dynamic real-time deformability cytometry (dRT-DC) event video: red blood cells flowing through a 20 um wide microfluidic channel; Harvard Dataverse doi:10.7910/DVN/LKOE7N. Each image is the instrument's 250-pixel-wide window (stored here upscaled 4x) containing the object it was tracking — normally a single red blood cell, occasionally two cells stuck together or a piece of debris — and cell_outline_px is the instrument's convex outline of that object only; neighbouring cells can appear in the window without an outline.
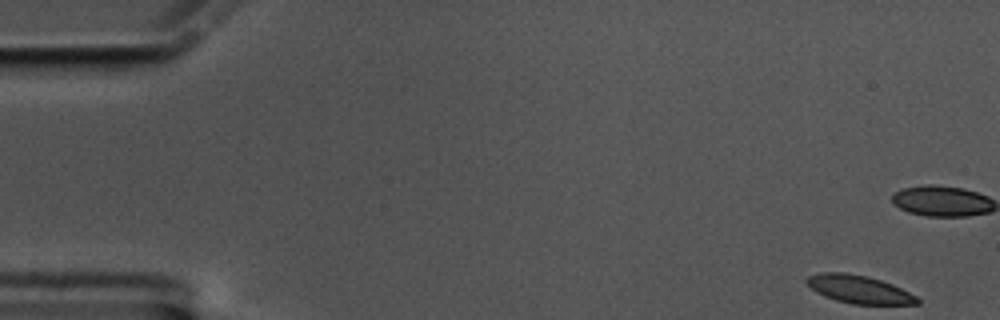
{"species": "common noctule bat (a hibernating species)", "species_latin": "Nyctalus noctula", "temperature_condition": "cold", "stored_images_in_passage": 59, "camera_frame_rate_fps": 3000, "um_per_image_px": 0.085, "animal": {"sex": "male", "body_mass_g": 17.5, "forearm_length_mm": 52.3}, "frame": {"image": 1, "passage_image": 1, "time_ms": 0.0, "image_size_px": [1000, 320], "cell_outline_px": [[920, 304], [852, 304], [836, 300], [824, 296], [816, 292], [804, 280], [808, 276], [820, 272], [844, 272], [868, 276], [892, 284], [916, 296], [920, 300]], "centroid_in_image_um": [73.0, 24.59], "position_along_channel_um": 12.0, "area_um2": 17.98}}
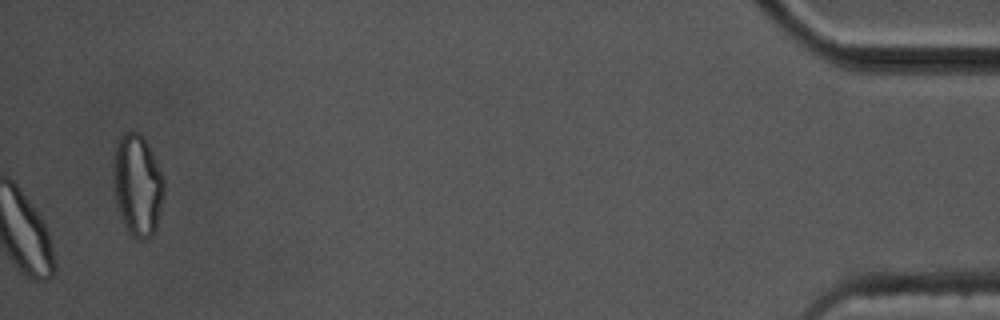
{"frame": {"image": 2, "passage_image": 59, "time_ms": 19.333, "image_size_px": [1000, 320], "cell_outline_px": [[164, 192], [156, 228], [152, 236], [144, 240], [140, 240], [132, 236], [124, 224], [120, 216], [116, 200], [112, 176], [112, 164], [116, 140], [120, 136], [128, 132], [136, 132], [148, 144], [164, 176]], "centroid_in_image_um": [11.67, 15.73], "position_along_channel_um": 423.5, "area_um2": 30.17}, "authors_computed_cell_mechanics": {"area_um2": 19.363, "velocity_mm_per_s": 3.3519, "shape_relaxation_time_tau1_ms": null, "shape_relaxation_time_tau2_ms": 3.9159, "deformation_change_tau1": null, "deformation_change_tau2": 0.0771}}